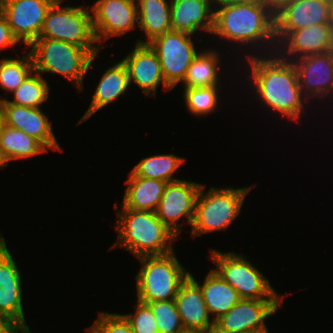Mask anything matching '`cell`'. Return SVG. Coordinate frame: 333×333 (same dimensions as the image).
Returning <instances> with one entry per match:
<instances>
[{
  "label": "cell",
  "instance_id": "6da1fadb",
  "mask_svg": "<svg viewBox=\"0 0 333 333\" xmlns=\"http://www.w3.org/2000/svg\"><path fill=\"white\" fill-rule=\"evenodd\" d=\"M247 55L250 64L247 79L252 82L249 88L253 87L250 90L253 89L259 102L285 119L298 122L309 100L304 99L294 63L276 52L267 56Z\"/></svg>",
  "mask_w": 333,
  "mask_h": 333
},
{
  "label": "cell",
  "instance_id": "7a4b0ae2",
  "mask_svg": "<svg viewBox=\"0 0 333 333\" xmlns=\"http://www.w3.org/2000/svg\"><path fill=\"white\" fill-rule=\"evenodd\" d=\"M212 34L227 42H234L237 46H251L254 50L257 48L259 54L263 51L266 55L270 52L273 54L277 48L275 9L269 4L255 2L214 7Z\"/></svg>",
  "mask_w": 333,
  "mask_h": 333
},
{
  "label": "cell",
  "instance_id": "3957f363",
  "mask_svg": "<svg viewBox=\"0 0 333 333\" xmlns=\"http://www.w3.org/2000/svg\"><path fill=\"white\" fill-rule=\"evenodd\" d=\"M115 203L118 216L116 243L112 248H125L135 257L164 255L173 251L178 236L150 211H136Z\"/></svg>",
  "mask_w": 333,
  "mask_h": 333
},
{
  "label": "cell",
  "instance_id": "277c9868",
  "mask_svg": "<svg viewBox=\"0 0 333 333\" xmlns=\"http://www.w3.org/2000/svg\"><path fill=\"white\" fill-rule=\"evenodd\" d=\"M28 47L31 48L29 53L34 71L61 75L79 91L83 89L84 76L93 68L97 56L82 46L49 38H37Z\"/></svg>",
  "mask_w": 333,
  "mask_h": 333
},
{
  "label": "cell",
  "instance_id": "5b68a950",
  "mask_svg": "<svg viewBox=\"0 0 333 333\" xmlns=\"http://www.w3.org/2000/svg\"><path fill=\"white\" fill-rule=\"evenodd\" d=\"M142 267L135 276L137 300L142 303L174 300L189 273L174 250L164 255L138 258Z\"/></svg>",
  "mask_w": 333,
  "mask_h": 333
},
{
  "label": "cell",
  "instance_id": "8992f818",
  "mask_svg": "<svg viewBox=\"0 0 333 333\" xmlns=\"http://www.w3.org/2000/svg\"><path fill=\"white\" fill-rule=\"evenodd\" d=\"M252 187V185L236 189L230 186L225 188L210 187L205 193L203 191L205 185H202L196 201L190 235L198 237L218 230L225 231L241 214L245 197Z\"/></svg>",
  "mask_w": 333,
  "mask_h": 333
},
{
  "label": "cell",
  "instance_id": "52a82bcc",
  "mask_svg": "<svg viewBox=\"0 0 333 333\" xmlns=\"http://www.w3.org/2000/svg\"><path fill=\"white\" fill-rule=\"evenodd\" d=\"M63 1L56 0L48 9L39 38L69 42L98 55L102 49L97 45L90 7L61 6Z\"/></svg>",
  "mask_w": 333,
  "mask_h": 333
},
{
  "label": "cell",
  "instance_id": "ba28073f",
  "mask_svg": "<svg viewBox=\"0 0 333 333\" xmlns=\"http://www.w3.org/2000/svg\"><path fill=\"white\" fill-rule=\"evenodd\" d=\"M209 251V259L216 266L213 269L238 292L241 299H284L245 255L235 252L224 253L215 249Z\"/></svg>",
  "mask_w": 333,
  "mask_h": 333
},
{
  "label": "cell",
  "instance_id": "9c48e42d",
  "mask_svg": "<svg viewBox=\"0 0 333 333\" xmlns=\"http://www.w3.org/2000/svg\"><path fill=\"white\" fill-rule=\"evenodd\" d=\"M192 37L191 34L171 30L148 43L160 60L164 79L171 89L183 82L188 67L199 53Z\"/></svg>",
  "mask_w": 333,
  "mask_h": 333
},
{
  "label": "cell",
  "instance_id": "30bf717a",
  "mask_svg": "<svg viewBox=\"0 0 333 333\" xmlns=\"http://www.w3.org/2000/svg\"><path fill=\"white\" fill-rule=\"evenodd\" d=\"M282 303L283 300L241 299L214 321L213 333H270L264 321Z\"/></svg>",
  "mask_w": 333,
  "mask_h": 333
},
{
  "label": "cell",
  "instance_id": "8fae6325",
  "mask_svg": "<svg viewBox=\"0 0 333 333\" xmlns=\"http://www.w3.org/2000/svg\"><path fill=\"white\" fill-rule=\"evenodd\" d=\"M96 41L102 49L110 37L121 36L138 25L136 0H97L90 7Z\"/></svg>",
  "mask_w": 333,
  "mask_h": 333
},
{
  "label": "cell",
  "instance_id": "7c38bea8",
  "mask_svg": "<svg viewBox=\"0 0 333 333\" xmlns=\"http://www.w3.org/2000/svg\"><path fill=\"white\" fill-rule=\"evenodd\" d=\"M333 0H284L275 9L277 44L290 32L314 24L332 23Z\"/></svg>",
  "mask_w": 333,
  "mask_h": 333
},
{
  "label": "cell",
  "instance_id": "4fadbf2b",
  "mask_svg": "<svg viewBox=\"0 0 333 333\" xmlns=\"http://www.w3.org/2000/svg\"><path fill=\"white\" fill-rule=\"evenodd\" d=\"M202 184L188 180L168 182L162 198L155 211L157 217L178 237L181 234L179 223L182 217L187 218L191 226L195 216L196 201Z\"/></svg>",
  "mask_w": 333,
  "mask_h": 333
},
{
  "label": "cell",
  "instance_id": "5bb4252c",
  "mask_svg": "<svg viewBox=\"0 0 333 333\" xmlns=\"http://www.w3.org/2000/svg\"><path fill=\"white\" fill-rule=\"evenodd\" d=\"M56 0H0V11L18 41L28 47L39 38L46 13Z\"/></svg>",
  "mask_w": 333,
  "mask_h": 333
},
{
  "label": "cell",
  "instance_id": "9a60e30c",
  "mask_svg": "<svg viewBox=\"0 0 333 333\" xmlns=\"http://www.w3.org/2000/svg\"><path fill=\"white\" fill-rule=\"evenodd\" d=\"M22 276L18 265L0 240V320L3 322H26L22 305Z\"/></svg>",
  "mask_w": 333,
  "mask_h": 333
},
{
  "label": "cell",
  "instance_id": "2e32d148",
  "mask_svg": "<svg viewBox=\"0 0 333 333\" xmlns=\"http://www.w3.org/2000/svg\"><path fill=\"white\" fill-rule=\"evenodd\" d=\"M330 51H333L332 23L314 24L290 31L276 48V53L289 61Z\"/></svg>",
  "mask_w": 333,
  "mask_h": 333
},
{
  "label": "cell",
  "instance_id": "e0dca14e",
  "mask_svg": "<svg viewBox=\"0 0 333 333\" xmlns=\"http://www.w3.org/2000/svg\"><path fill=\"white\" fill-rule=\"evenodd\" d=\"M298 83L305 99L333 98V51L296 58Z\"/></svg>",
  "mask_w": 333,
  "mask_h": 333
},
{
  "label": "cell",
  "instance_id": "ac0fdd59",
  "mask_svg": "<svg viewBox=\"0 0 333 333\" xmlns=\"http://www.w3.org/2000/svg\"><path fill=\"white\" fill-rule=\"evenodd\" d=\"M122 62L127 68L130 85H137L145 96H156L161 84L163 89L171 90L164 79L160 60L149 44L136 43Z\"/></svg>",
  "mask_w": 333,
  "mask_h": 333
},
{
  "label": "cell",
  "instance_id": "d6986e66",
  "mask_svg": "<svg viewBox=\"0 0 333 333\" xmlns=\"http://www.w3.org/2000/svg\"><path fill=\"white\" fill-rule=\"evenodd\" d=\"M5 124L22 130L37 139L47 150L62 151L52 130V121L43 113L41 107L31 108L13 103H2Z\"/></svg>",
  "mask_w": 333,
  "mask_h": 333
},
{
  "label": "cell",
  "instance_id": "ffe728a7",
  "mask_svg": "<svg viewBox=\"0 0 333 333\" xmlns=\"http://www.w3.org/2000/svg\"><path fill=\"white\" fill-rule=\"evenodd\" d=\"M174 301L185 331L213 333L214 321L209 316L201 288L190 276L180 285Z\"/></svg>",
  "mask_w": 333,
  "mask_h": 333
},
{
  "label": "cell",
  "instance_id": "44dd1931",
  "mask_svg": "<svg viewBox=\"0 0 333 333\" xmlns=\"http://www.w3.org/2000/svg\"><path fill=\"white\" fill-rule=\"evenodd\" d=\"M171 24L173 31L212 34L214 7L211 0H171Z\"/></svg>",
  "mask_w": 333,
  "mask_h": 333
},
{
  "label": "cell",
  "instance_id": "7402d4cb",
  "mask_svg": "<svg viewBox=\"0 0 333 333\" xmlns=\"http://www.w3.org/2000/svg\"><path fill=\"white\" fill-rule=\"evenodd\" d=\"M129 86L127 68L122 60H120V62L106 69L105 73L100 77L90 106L77 124L83 123L97 111L118 99L121 95L126 93Z\"/></svg>",
  "mask_w": 333,
  "mask_h": 333
},
{
  "label": "cell",
  "instance_id": "603a6c76",
  "mask_svg": "<svg viewBox=\"0 0 333 333\" xmlns=\"http://www.w3.org/2000/svg\"><path fill=\"white\" fill-rule=\"evenodd\" d=\"M122 205L136 211L155 212L164 193L167 182L135 176L131 171Z\"/></svg>",
  "mask_w": 333,
  "mask_h": 333
},
{
  "label": "cell",
  "instance_id": "cb8c5ba5",
  "mask_svg": "<svg viewBox=\"0 0 333 333\" xmlns=\"http://www.w3.org/2000/svg\"><path fill=\"white\" fill-rule=\"evenodd\" d=\"M189 276L200 286L209 315L215 321L221 315L227 313L241 298L238 292L229 285L214 269L205 276L202 285Z\"/></svg>",
  "mask_w": 333,
  "mask_h": 333
},
{
  "label": "cell",
  "instance_id": "d4e9b609",
  "mask_svg": "<svg viewBox=\"0 0 333 333\" xmlns=\"http://www.w3.org/2000/svg\"><path fill=\"white\" fill-rule=\"evenodd\" d=\"M136 1L138 7V28L147 36L146 41L139 39L136 43L148 44L154 38L172 30L171 0Z\"/></svg>",
  "mask_w": 333,
  "mask_h": 333
},
{
  "label": "cell",
  "instance_id": "484cf974",
  "mask_svg": "<svg viewBox=\"0 0 333 333\" xmlns=\"http://www.w3.org/2000/svg\"><path fill=\"white\" fill-rule=\"evenodd\" d=\"M48 150L35 138L22 130L4 124L0 132V166L8 162L34 157Z\"/></svg>",
  "mask_w": 333,
  "mask_h": 333
},
{
  "label": "cell",
  "instance_id": "4316f807",
  "mask_svg": "<svg viewBox=\"0 0 333 333\" xmlns=\"http://www.w3.org/2000/svg\"><path fill=\"white\" fill-rule=\"evenodd\" d=\"M215 49L202 50L193 59L183 80L184 88L220 86V54ZM219 81V82H218Z\"/></svg>",
  "mask_w": 333,
  "mask_h": 333
},
{
  "label": "cell",
  "instance_id": "83f0119b",
  "mask_svg": "<svg viewBox=\"0 0 333 333\" xmlns=\"http://www.w3.org/2000/svg\"><path fill=\"white\" fill-rule=\"evenodd\" d=\"M185 158L171 154H158L142 158L131 172L135 176L158 179L164 182L180 180L173 174L184 163Z\"/></svg>",
  "mask_w": 333,
  "mask_h": 333
},
{
  "label": "cell",
  "instance_id": "f1b7e54d",
  "mask_svg": "<svg viewBox=\"0 0 333 333\" xmlns=\"http://www.w3.org/2000/svg\"><path fill=\"white\" fill-rule=\"evenodd\" d=\"M50 88L40 73L32 71L12 92L14 100L0 98L2 103H13L31 108H39L48 99Z\"/></svg>",
  "mask_w": 333,
  "mask_h": 333
},
{
  "label": "cell",
  "instance_id": "f546056e",
  "mask_svg": "<svg viewBox=\"0 0 333 333\" xmlns=\"http://www.w3.org/2000/svg\"><path fill=\"white\" fill-rule=\"evenodd\" d=\"M33 70L29 52L23 57L0 59V87L9 93L14 92Z\"/></svg>",
  "mask_w": 333,
  "mask_h": 333
},
{
  "label": "cell",
  "instance_id": "4dcf8cb0",
  "mask_svg": "<svg viewBox=\"0 0 333 333\" xmlns=\"http://www.w3.org/2000/svg\"><path fill=\"white\" fill-rule=\"evenodd\" d=\"M220 86H206L199 88H184L182 98L185 100V105L188 111L193 116L203 117L208 116L217 109L219 103Z\"/></svg>",
  "mask_w": 333,
  "mask_h": 333
},
{
  "label": "cell",
  "instance_id": "1f68e13d",
  "mask_svg": "<svg viewBox=\"0 0 333 333\" xmlns=\"http://www.w3.org/2000/svg\"><path fill=\"white\" fill-rule=\"evenodd\" d=\"M147 304L154 313L159 333H182L185 331L174 300L149 302Z\"/></svg>",
  "mask_w": 333,
  "mask_h": 333
},
{
  "label": "cell",
  "instance_id": "d6a6232c",
  "mask_svg": "<svg viewBox=\"0 0 333 333\" xmlns=\"http://www.w3.org/2000/svg\"><path fill=\"white\" fill-rule=\"evenodd\" d=\"M136 302L134 313H122L129 322L133 333H159L151 307L138 300Z\"/></svg>",
  "mask_w": 333,
  "mask_h": 333
},
{
  "label": "cell",
  "instance_id": "836d02e7",
  "mask_svg": "<svg viewBox=\"0 0 333 333\" xmlns=\"http://www.w3.org/2000/svg\"><path fill=\"white\" fill-rule=\"evenodd\" d=\"M86 333H133L127 319L122 314L99 312V316L85 329Z\"/></svg>",
  "mask_w": 333,
  "mask_h": 333
},
{
  "label": "cell",
  "instance_id": "e575fe53",
  "mask_svg": "<svg viewBox=\"0 0 333 333\" xmlns=\"http://www.w3.org/2000/svg\"><path fill=\"white\" fill-rule=\"evenodd\" d=\"M20 42L14 36L5 16L0 11V52L5 48L15 47Z\"/></svg>",
  "mask_w": 333,
  "mask_h": 333
},
{
  "label": "cell",
  "instance_id": "d590c367",
  "mask_svg": "<svg viewBox=\"0 0 333 333\" xmlns=\"http://www.w3.org/2000/svg\"><path fill=\"white\" fill-rule=\"evenodd\" d=\"M0 333H32L26 322H5Z\"/></svg>",
  "mask_w": 333,
  "mask_h": 333
},
{
  "label": "cell",
  "instance_id": "8d00e7d4",
  "mask_svg": "<svg viewBox=\"0 0 333 333\" xmlns=\"http://www.w3.org/2000/svg\"><path fill=\"white\" fill-rule=\"evenodd\" d=\"M213 7L244 3V0H211ZM216 3V4H215Z\"/></svg>",
  "mask_w": 333,
  "mask_h": 333
},
{
  "label": "cell",
  "instance_id": "74e56055",
  "mask_svg": "<svg viewBox=\"0 0 333 333\" xmlns=\"http://www.w3.org/2000/svg\"><path fill=\"white\" fill-rule=\"evenodd\" d=\"M4 124H5V112H4L2 102L0 100V132L4 127Z\"/></svg>",
  "mask_w": 333,
  "mask_h": 333
},
{
  "label": "cell",
  "instance_id": "f35d334b",
  "mask_svg": "<svg viewBox=\"0 0 333 333\" xmlns=\"http://www.w3.org/2000/svg\"><path fill=\"white\" fill-rule=\"evenodd\" d=\"M284 0H265V4L271 5L276 9Z\"/></svg>",
  "mask_w": 333,
  "mask_h": 333
},
{
  "label": "cell",
  "instance_id": "ab89813d",
  "mask_svg": "<svg viewBox=\"0 0 333 333\" xmlns=\"http://www.w3.org/2000/svg\"><path fill=\"white\" fill-rule=\"evenodd\" d=\"M244 2H255L259 4H265V0H244Z\"/></svg>",
  "mask_w": 333,
  "mask_h": 333
},
{
  "label": "cell",
  "instance_id": "60d3db41",
  "mask_svg": "<svg viewBox=\"0 0 333 333\" xmlns=\"http://www.w3.org/2000/svg\"><path fill=\"white\" fill-rule=\"evenodd\" d=\"M182 333H203V332H198V331H184Z\"/></svg>",
  "mask_w": 333,
  "mask_h": 333
},
{
  "label": "cell",
  "instance_id": "b9f144b4",
  "mask_svg": "<svg viewBox=\"0 0 333 333\" xmlns=\"http://www.w3.org/2000/svg\"><path fill=\"white\" fill-rule=\"evenodd\" d=\"M5 322L0 320V327L4 324Z\"/></svg>",
  "mask_w": 333,
  "mask_h": 333
}]
</instances>
